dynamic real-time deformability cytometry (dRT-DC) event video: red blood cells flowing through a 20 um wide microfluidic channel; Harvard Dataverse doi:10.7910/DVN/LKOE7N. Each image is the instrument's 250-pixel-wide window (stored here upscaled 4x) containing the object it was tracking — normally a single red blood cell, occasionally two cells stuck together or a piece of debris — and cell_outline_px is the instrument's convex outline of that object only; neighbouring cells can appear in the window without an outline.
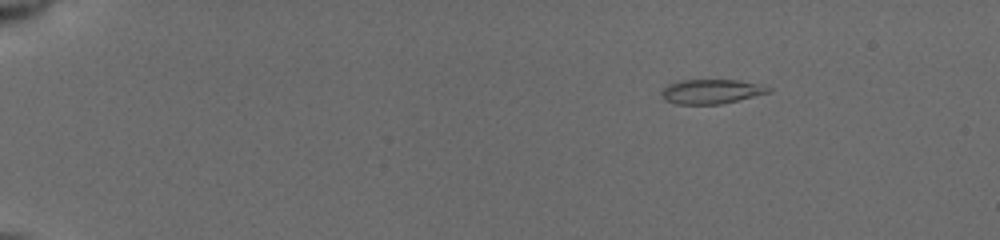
{"species": "common noctule bat (a hibernating species)", "species_latin": "Nyctalus noctula", "temperature_condition": "cold", "stored_images_in_passage": 62, "camera_frame_rate_fps": 3000, "um_per_image_px": 0.085, "animal": {"sex": "female", "body_mass_g": 19.5, "forearm_length_mm": 54.1}, "frame": {"image": 1, "passage_image": 2, "time_ms": 0.333, "image_size_px": [1000, 240], "cell_outline_px": [[772, 92], [720, 104], [676, 104], [664, 100], [660, 92], [668, 84], [684, 80], [736, 80], [756, 84], [772, 88]], "centroid_in_image_um": [60.43, 7.78], "position_along_channel_um": 24.6, "area_um2": 15.09}}
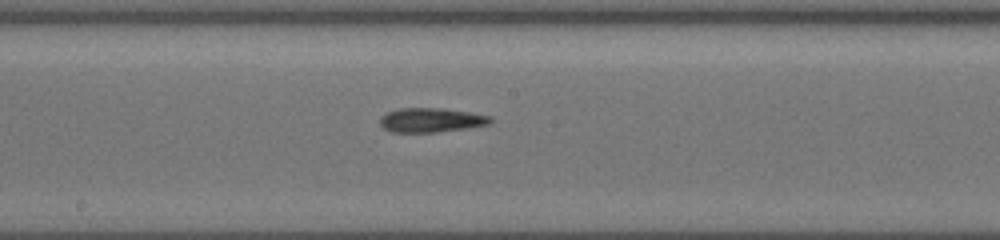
{"frame": {"image": 2, "passage_image": 29, "time_ms": 8.0, "image_size_px": [1000, 240], "cell_outline_px": [[492, 120], [488, 124], [468, 128], [436, 132], [392, 132], [384, 128], [380, 124], [380, 116], [388, 112], [400, 108], [444, 108], [468, 112], [488, 116]], "centroid_in_image_um": [36.6, 10.21], "position_along_channel_um": 211.6, "area_um2": 15.49}}
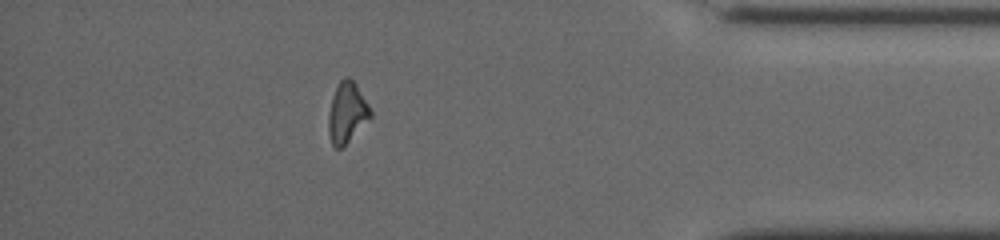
{"frame": {"image": 3, "passage_image": 52, "time_ms": 13.667, "image_size_px": [1000, 240], "cell_outline_px": [[372, 116], [340, 148], [336, 148], [332, 144], [328, 132], [328, 116], [332, 96], [340, 80], [344, 76], [348, 76], [356, 84], [368, 104], [372, 112]], "centroid_in_image_um": [29.48, 9.53], "position_along_channel_um": 405.7, "area_um2": 14.51}, "authors_computed_cell_mechanics": {"area_um2": 15.1436, "velocity_mm_per_s": 3.9593, "shape_relaxation_time_tau1_ms": 6.6073, "shape_relaxation_time_tau2_ms": 7.5899, "deformation_change_tau1": 0.1921, "deformation_change_tau2": 0.1677}}